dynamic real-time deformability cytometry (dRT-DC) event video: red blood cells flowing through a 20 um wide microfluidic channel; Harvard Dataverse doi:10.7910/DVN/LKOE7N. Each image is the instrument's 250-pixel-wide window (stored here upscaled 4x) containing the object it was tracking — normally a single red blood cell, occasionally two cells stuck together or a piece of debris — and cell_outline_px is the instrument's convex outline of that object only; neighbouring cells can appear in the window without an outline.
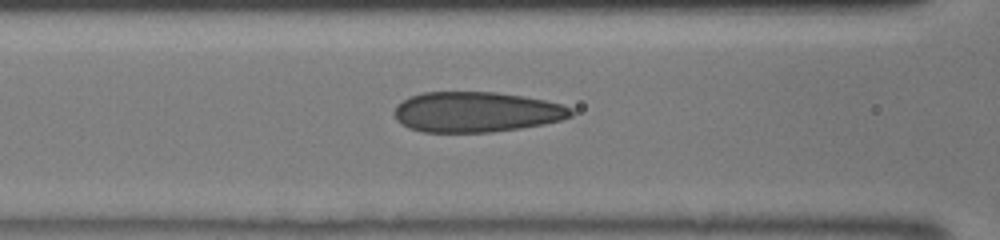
{"species": "human", "species_latin": "Homo sapiens", "temperature_condition": "room temperature", "stored_images_in_passage": 26, "camera_frame_rate_fps": 3000, "um_per_image_px": 0.085, "donor": {"sex": "male"}, "frame": {"image": 1, "passage_image": 6, "time_ms": 1.667, "image_size_px": [1000, 240], "cell_outline_px": [[572, 116], [560, 120], [544, 124], [520, 128], [488, 132], [424, 132], [408, 128], [396, 120], [392, 112], [396, 104], [412, 96], [424, 92], [496, 92], [524, 96], [544, 100], [560, 104], [572, 108]], "centroid_in_image_um": [40.45, 9.52], "position_along_channel_um": 126.2, "area_um2": 41.56}}
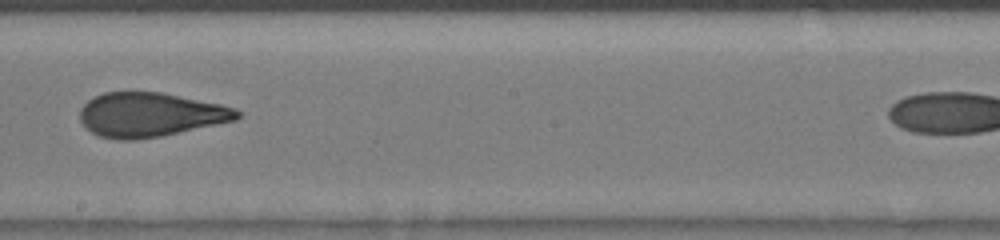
{"frame": {"image": 2, "passage_image": 13, "time_ms": 4.0, "image_size_px": [1000, 240], "cell_outline_px": [[240, 116], [236, 120], [160, 136], [136, 140], [116, 140], [100, 136], [92, 132], [80, 120], [80, 108], [88, 100], [104, 92], [160, 92], [220, 104], [236, 108], [240, 112]], "centroid_in_image_um": [12.76, 9.75], "position_along_channel_um": 235.4, "area_um2": 40.23}}
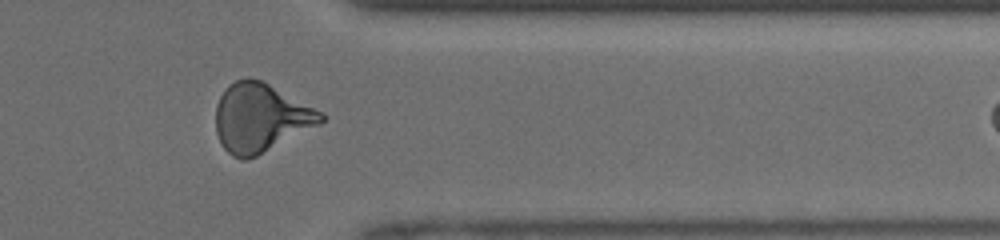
{"frame": {"image": 3, "passage_image": 23, "time_ms": 7.333, "image_size_px": [1000, 240], "cell_outline_px": [[324, 120], [320, 124], [256, 156], [244, 160], [240, 160], [232, 156], [224, 148], [216, 132], [216, 104], [220, 96], [228, 84], [236, 80], [248, 76], [260, 80], [324, 112]], "centroid_in_image_um": [22.13, 10.0], "position_along_channel_um": 389.3, "area_um2": 41.85}}